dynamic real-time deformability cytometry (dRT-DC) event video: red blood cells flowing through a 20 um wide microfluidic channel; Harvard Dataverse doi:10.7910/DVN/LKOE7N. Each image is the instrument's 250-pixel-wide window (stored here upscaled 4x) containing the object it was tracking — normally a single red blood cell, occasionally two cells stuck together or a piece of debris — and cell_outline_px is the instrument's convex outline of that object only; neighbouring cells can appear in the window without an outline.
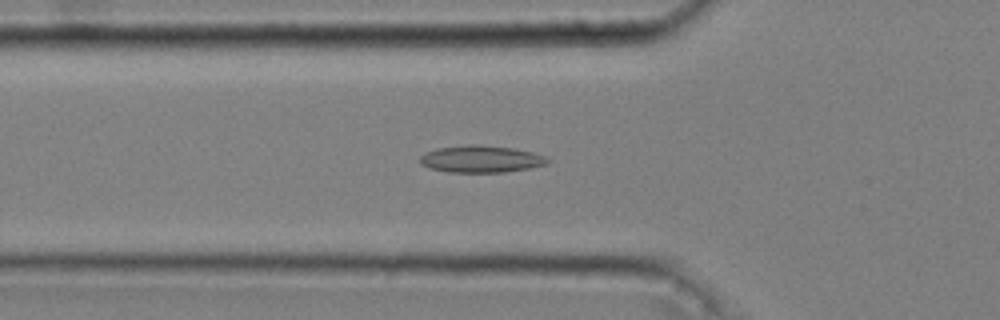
{"species": "common noctule bat (a hibernating species)", "species_latin": "Nyctalus noctula", "temperature_condition": "cold", "stored_images_in_passage": 53, "camera_frame_rate_fps": 3000, "um_per_image_px": 0.085, "animal": {"sex": "male", "body_mass_g": 20.4}, "frame": {"image": 1, "passage_image": 19, "time_ms": 6.0, "image_size_px": [1000, 320], "cell_outline_px": [[552, 160], [548, 164], [528, 168], [504, 172], [448, 172], [428, 168], [420, 164], [420, 156], [424, 152], [436, 148], [468, 144], [480, 144], [516, 148], [532, 152], [544, 156]], "centroid_in_image_um": [40.87, 13.5], "position_along_channel_um": 84.9, "area_um2": 20.4}}
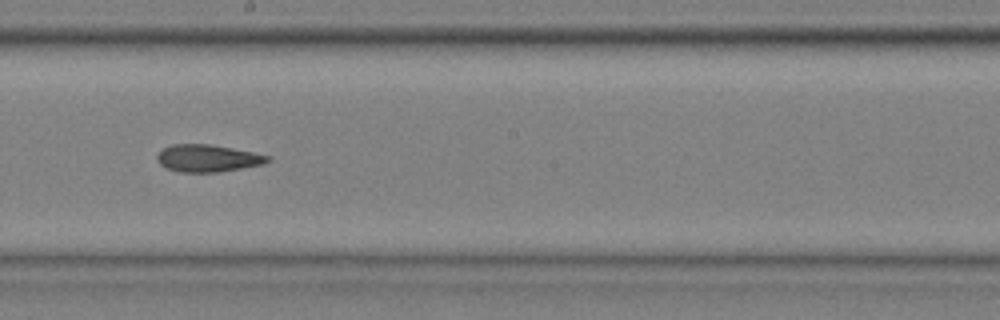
{"frame": {"image": 2, "passage_image": 31, "time_ms": 10.0, "image_size_px": [1000, 320], "cell_outline_px": [[272, 160], [264, 164], [216, 172], [180, 172], [168, 168], [160, 164], [156, 160], [156, 156], [164, 148], [172, 144], [212, 144], [272, 156]], "centroid_in_image_um": [17.68, 13.44], "position_along_channel_um": 230.5, "area_um2": 17.51}}
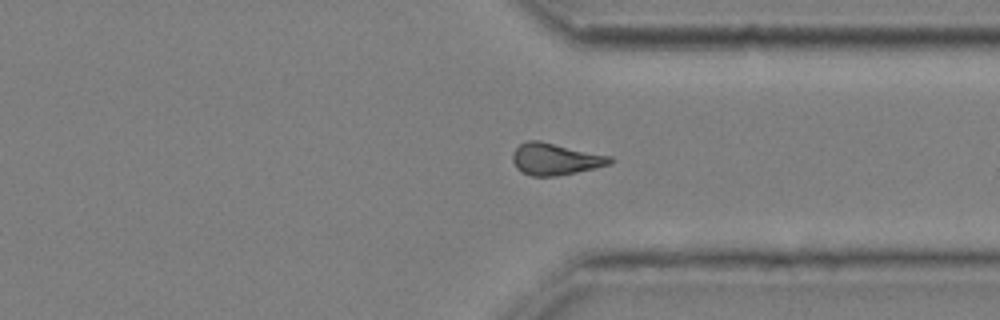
{"frame": {"image": 3, "passage_image": 42, "time_ms": 13.667, "image_size_px": [1000, 320], "cell_outline_px": [[612, 160], [608, 164], [596, 168], [556, 176], [532, 176], [520, 172], [516, 168], [512, 160], [512, 152], [520, 144], [528, 140], [540, 140], [612, 156]], "centroid_in_image_um": [47.16, 13.51], "position_along_channel_um": 364.2, "area_um2": 18.15}, "authors_computed_cell_mechanics": {"area_um2": 18.207, "velocity_mm_per_s": 3.6346, "shape_relaxation_time_tau1_ms": null, "shape_relaxation_time_tau2_ms": 4.6238, "deformation_change_tau1": null, "deformation_change_tau2": 0.1454}}